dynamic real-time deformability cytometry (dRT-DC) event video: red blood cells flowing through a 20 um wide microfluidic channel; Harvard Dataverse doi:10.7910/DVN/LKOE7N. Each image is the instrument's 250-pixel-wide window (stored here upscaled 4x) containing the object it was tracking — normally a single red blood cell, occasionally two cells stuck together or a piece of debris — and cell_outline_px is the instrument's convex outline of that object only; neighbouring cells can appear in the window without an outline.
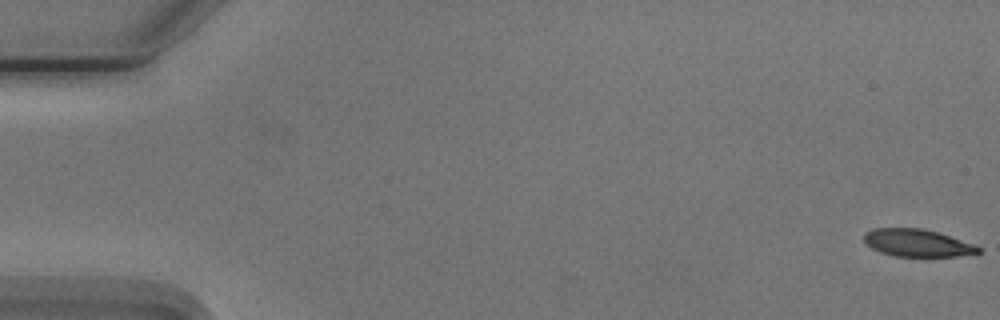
{"species": "Egyptian fruit bat (a non-hibernating species)", "species_latin": "Rousettus aegyptiacus", "temperature_condition": "cold", "stored_images_in_passage": 6, "camera_frame_rate_fps": 3000, "um_per_image_px": 0.085, "animal": {"sex": "male"}, "frame": {"image": 1, "passage_image": 1, "time_ms": 0.0, "image_size_px": [1000, 320], "cell_outline_px": [[980, 252], [956, 256], [896, 256], [880, 252], [872, 248], [864, 240], [864, 232], [872, 228], [920, 228], [936, 232], [972, 244], [980, 248]], "centroid_in_image_um": [77.9, 20.64], "position_along_channel_um": 7.1, "area_um2": 17.86}}
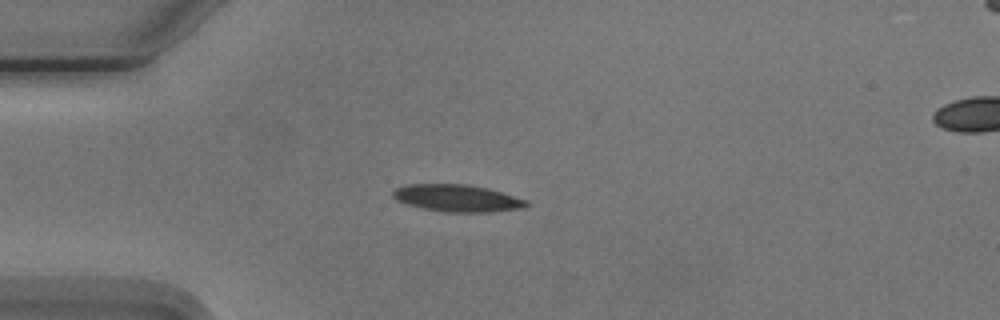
{"frame": {"image": 2, "passage_image": 5, "time_ms": 4.667, "image_size_px": [1000, 320], "cell_outline_px": [[528, 204], [524, 208], [492, 212], [444, 212], [424, 208], [408, 204], [396, 200], [392, 196], [392, 192], [396, 188], [404, 184], [468, 184], [488, 188], [528, 200]], "centroid_in_image_um": [38.87, 16.84], "position_along_channel_um": 46.1, "area_um2": 21.15}}